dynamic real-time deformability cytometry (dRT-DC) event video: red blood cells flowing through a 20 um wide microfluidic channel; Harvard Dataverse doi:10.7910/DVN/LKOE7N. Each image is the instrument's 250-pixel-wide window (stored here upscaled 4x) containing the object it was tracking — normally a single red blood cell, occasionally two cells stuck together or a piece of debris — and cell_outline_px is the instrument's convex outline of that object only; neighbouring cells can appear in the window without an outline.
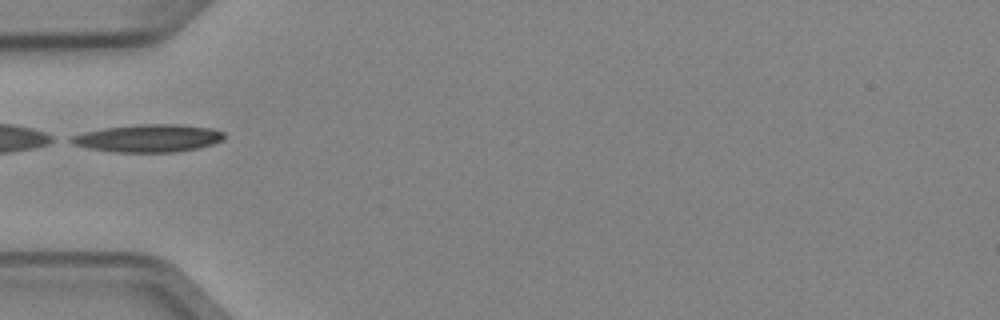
{"species": "Egyptian fruit bat (a non-hibernating species)", "species_latin": "Rousettus aegyptiacus", "temperature_condition": "cold", "stored_images_in_passage": 5, "camera_frame_rate_fps": 3000, "um_per_image_px": 0.085, "animal": {"sex": "female"}, "frame": {"image": 1, "passage_image": 5, "time_ms": 1.333, "image_size_px": [1000, 320], "cell_outline_px": [[224, 140], [212, 144], [196, 148], [176, 152], [116, 152], [88, 148], [76, 144], [68, 140], [72, 136], [84, 132], [104, 128], [140, 124], [180, 124], [212, 128], [224, 132]], "centroid_in_image_um": [12.65, 11.74], "position_along_channel_um": 72.4, "area_um2": 24.57}}